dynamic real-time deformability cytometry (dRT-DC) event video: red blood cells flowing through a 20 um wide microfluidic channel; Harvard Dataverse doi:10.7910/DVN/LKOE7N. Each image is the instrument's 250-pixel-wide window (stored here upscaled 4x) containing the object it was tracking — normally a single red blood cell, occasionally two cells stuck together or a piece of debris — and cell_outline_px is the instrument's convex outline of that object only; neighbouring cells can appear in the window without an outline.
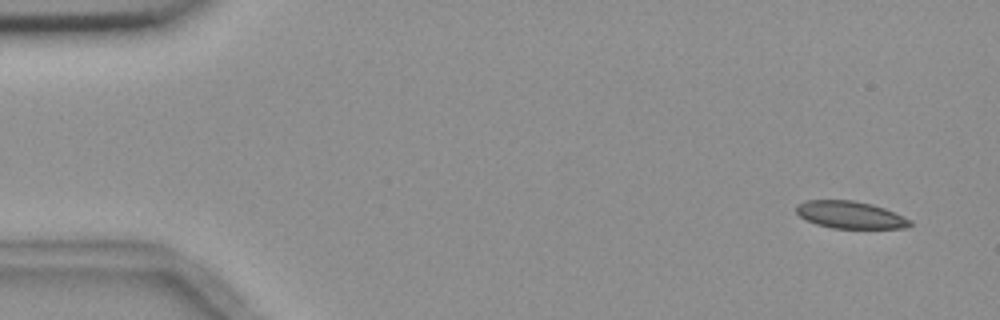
{"species": "common noctule bat (a hibernating species)", "species_latin": "Nyctalus noctula", "temperature_condition": "room temperature", "stored_images_in_passage": 5, "camera_frame_rate_fps": 3000, "um_per_image_px": 0.085, "animal": {"sex": "female", "body_mass_g": 18.4}, "frame": {"image": 1, "passage_image": 1, "time_ms": 0.0, "image_size_px": [1000, 320], "cell_outline_px": [[912, 224], [904, 228], [832, 228], [816, 224], [800, 216], [796, 212], [796, 204], [804, 200], [852, 200], [872, 204], [884, 208], [904, 216], [912, 220]], "centroid_in_image_um": [72.26, 18.25], "position_along_channel_um": 12.7, "area_um2": 18.09}}
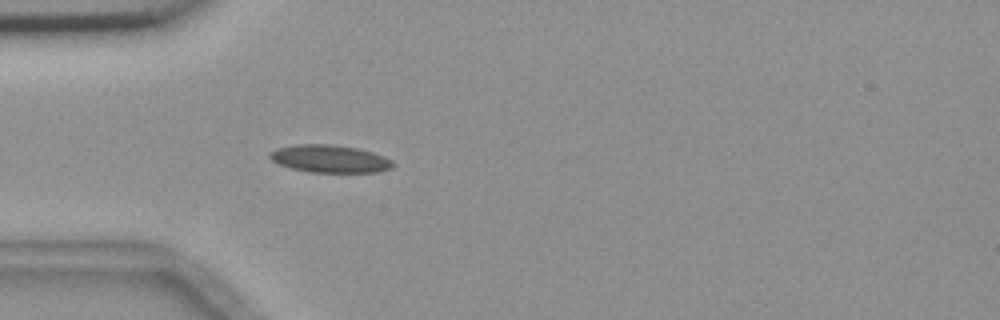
{"frame": {"image": 2, "passage_image": 5, "time_ms": 4.333, "image_size_px": [1000, 320], "cell_outline_px": [[396, 164], [392, 168], [376, 172], [308, 172], [292, 168], [280, 164], [272, 160], [268, 156], [268, 152], [276, 148], [296, 144], [332, 144], [356, 148], [372, 152], [384, 156], [392, 160]], "centroid_in_image_um": [28.03, 13.49], "position_along_channel_um": 57.0, "area_um2": 19.88}}